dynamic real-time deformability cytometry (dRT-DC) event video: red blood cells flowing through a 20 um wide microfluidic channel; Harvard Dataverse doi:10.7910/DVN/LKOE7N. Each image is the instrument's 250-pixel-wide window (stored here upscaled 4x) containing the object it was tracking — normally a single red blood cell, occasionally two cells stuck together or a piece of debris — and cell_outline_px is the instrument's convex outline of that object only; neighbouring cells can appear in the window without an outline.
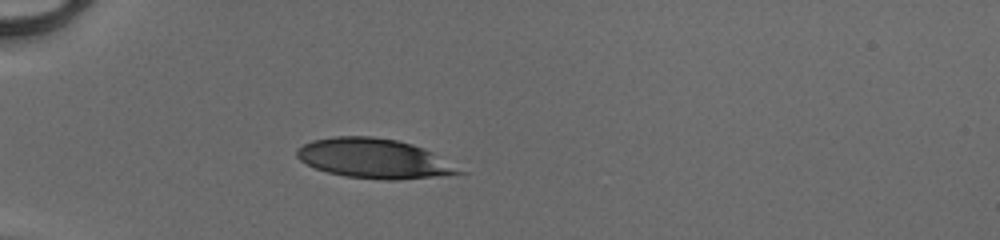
{"species": "human", "species_latin": "Homo sapiens", "temperature_condition": "cold", "stored_images_in_passage": 35, "camera_frame_rate_fps": 3000, "um_per_image_px": 0.085, "donor": {"sex": "male"}, "frame": {"image": 1, "passage_image": 1, "time_ms": 0.0, "image_size_px": [1000, 240], "cell_outline_px": [[468, 172], [440, 176], [396, 180], [384, 180], [344, 176], [328, 172], [316, 168], [300, 160], [296, 156], [296, 148], [312, 140], [336, 136], [372, 136], [396, 140], [412, 144], [424, 148], [432, 152]], "centroid_in_image_um": [31.8, 13.47], "position_along_channel_um": 53.2, "area_um2": 37.45}}
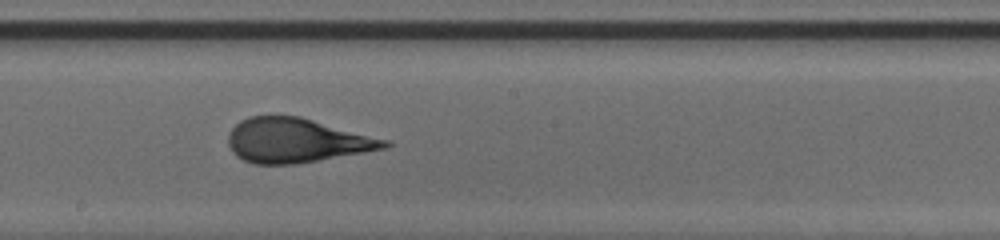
{"frame": {"image": 2, "passage_image": 15, "time_ms": 4.667, "image_size_px": [1000, 240], "cell_outline_px": [[392, 144], [388, 148], [292, 164], [256, 164], [244, 160], [236, 156], [232, 152], [228, 144], [228, 136], [232, 128], [240, 120], [248, 116], [300, 116], [388, 140]], "centroid_in_image_um": [25.17, 11.93], "position_along_channel_um": 223.0, "area_um2": 40.11}}
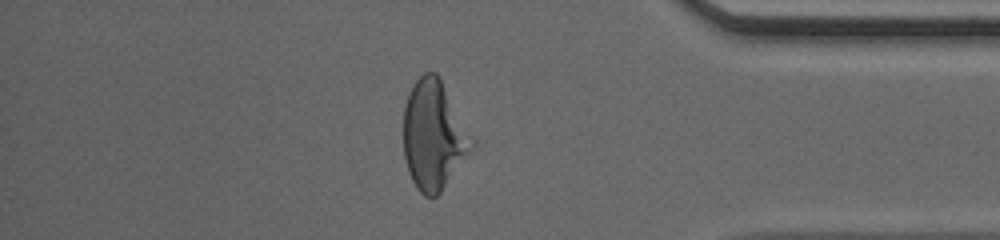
{"frame": {"image": 3, "passage_image": 29, "time_ms": 9.333, "image_size_px": [1000, 240], "cell_outline_px": [[476, 140], [468, 152], [440, 192], [436, 196], [424, 196], [416, 188], [408, 172], [404, 156], [404, 108], [408, 92], [412, 84], [424, 72], [436, 72], [440, 76]], "centroid_in_image_um": [36.85, 11.43], "position_along_channel_um": 398.4, "area_um2": 43.41}, "authors_computed_cell_mechanics": {"area_um2": 40.3444, "velocity_mm_per_s": 4.1672, "shape_relaxation_time_tau1_ms": 4.5014, "shape_relaxation_time_tau2_ms": 0.743, "deformation_change_tau1": 0.1997, "deformation_change_tau2": 0.0819}}